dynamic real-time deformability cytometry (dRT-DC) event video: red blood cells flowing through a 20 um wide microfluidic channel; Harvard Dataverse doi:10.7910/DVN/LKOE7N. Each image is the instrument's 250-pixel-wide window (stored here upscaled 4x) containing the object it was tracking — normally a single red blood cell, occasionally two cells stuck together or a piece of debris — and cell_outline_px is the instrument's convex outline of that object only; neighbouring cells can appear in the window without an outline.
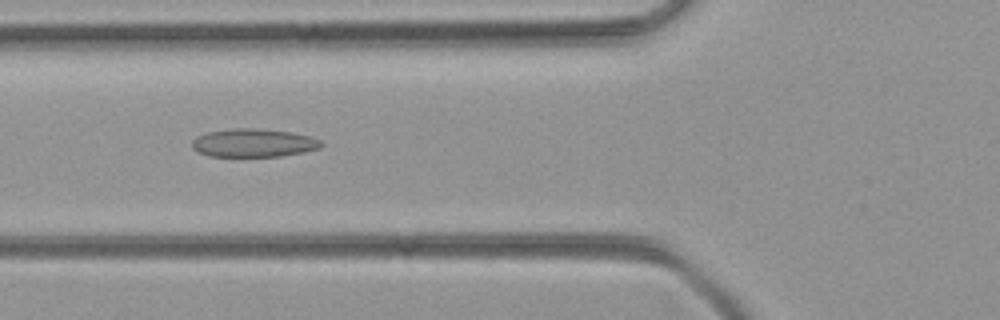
{"species": "common noctule bat (a hibernating species)", "species_latin": "Nyctalus noctula", "temperature_condition": "room temperature", "stored_images_in_passage": 49, "camera_frame_rate_fps": 3000, "um_per_image_px": 0.085, "animal": {"sex": "female", "body_mass_g": 21.9}, "frame": {"image": 1, "passage_image": 18, "time_ms": 5.667, "image_size_px": [1000, 320], "cell_outline_px": [[324, 144], [320, 148], [304, 152], [280, 156], [208, 156], [196, 152], [192, 148], [192, 140], [196, 136], [208, 132], [236, 128], [252, 128], [292, 132], [312, 136], [320, 140]], "centroid_in_image_um": [21.55, 12.15], "position_along_channel_um": 104.2, "area_um2": 21.39}}
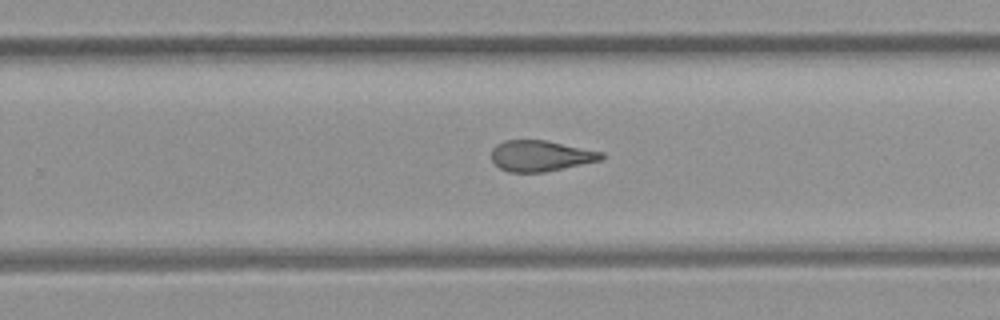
{"frame": {"image": 2, "passage_image": 31, "time_ms": 10.0, "image_size_px": [1000, 320], "cell_outline_px": [[604, 156], [600, 160], [544, 172], [508, 172], [500, 168], [492, 160], [492, 148], [496, 144], [504, 140], [544, 140], [604, 152]], "centroid_in_image_um": [45.92, 13.24], "position_along_channel_um": 283.9, "area_um2": 19.59}}
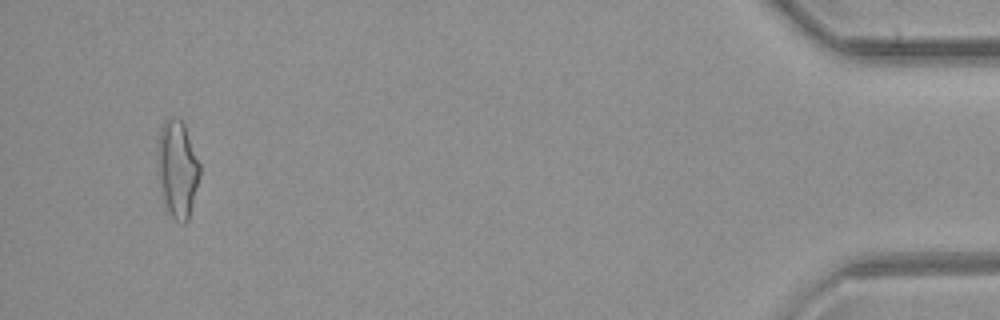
{"frame": {"image": 3, "passage_image": 47, "time_ms": 15.333, "image_size_px": [1000, 320], "cell_outline_px": [[200, 176], [188, 220], [184, 224], [180, 224], [168, 212], [164, 204], [160, 192], [156, 164], [156, 148], [160, 128], [164, 120], [180, 120], [184, 124], [200, 164]], "centroid_in_image_um": [15.04, 14.4], "position_along_channel_um": 420.2, "area_um2": 24.22}}